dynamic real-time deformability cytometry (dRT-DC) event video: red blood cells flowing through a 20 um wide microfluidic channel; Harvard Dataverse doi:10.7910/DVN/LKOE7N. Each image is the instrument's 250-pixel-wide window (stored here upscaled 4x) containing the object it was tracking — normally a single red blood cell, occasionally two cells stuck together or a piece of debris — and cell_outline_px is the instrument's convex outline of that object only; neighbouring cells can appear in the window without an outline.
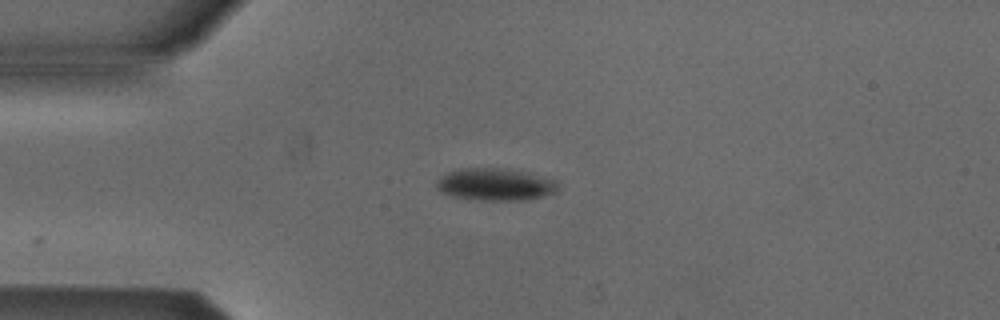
{"species": "Egyptian fruit bat (a non-hibernating species)", "species_latin": "Rousettus aegyptiacus", "temperature_condition": "cold", "stored_images_in_passage": 4, "camera_frame_rate_fps": 3000, "um_per_image_px": 0.085, "animal": {"sex": "male"}, "frame": {"image": 1, "passage_image": 2, "time_ms": 0.333, "image_size_px": [1000, 320], "cell_outline_px": [[560, 184], [556, 192], [544, 196], [528, 200], [476, 200], [452, 196], [440, 192], [436, 188], [436, 184], [448, 172], [460, 168], [508, 168], [528, 172], [556, 180]], "centroid_in_image_um": [42.15, 15.68], "position_along_channel_um": 42.8, "area_um2": 23.06}}